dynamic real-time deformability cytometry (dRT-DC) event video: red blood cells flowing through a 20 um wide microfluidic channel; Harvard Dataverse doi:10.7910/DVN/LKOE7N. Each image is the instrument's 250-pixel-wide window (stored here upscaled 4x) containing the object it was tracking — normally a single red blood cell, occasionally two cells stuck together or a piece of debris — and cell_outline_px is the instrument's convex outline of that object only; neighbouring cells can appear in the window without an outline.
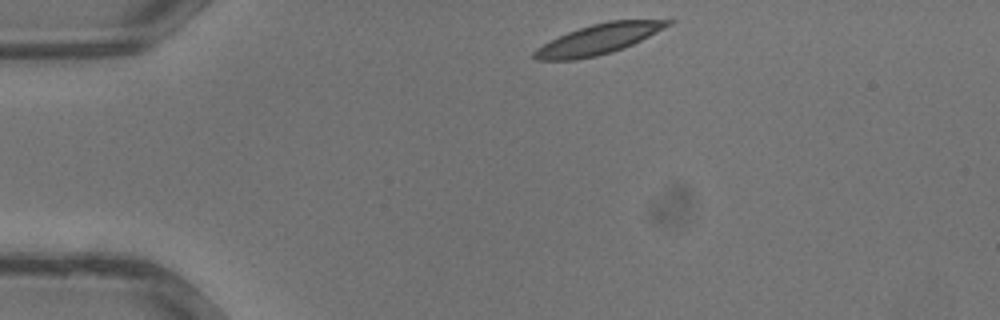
{"species": "common noctule bat (a hibernating species)", "species_latin": "Nyctalus noctula", "temperature_condition": "warm", "stored_images_in_passage": 29, "camera_frame_rate_fps": 3000, "um_per_image_px": 0.085, "animal": {"sex": "male", "body_mass_g": 13.3}, "frame": {"image": 1, "passage_image": 1, "time_ms": 0.0, "image_size_px": [1000, 320], "cell_outline_px": [[676, 20], [672, 24], [624, 48], [612, 52], [596, 56], [576, 60], [536, 60], [532, 56], [532, 52], [536, 48], [568, 32], [592, 24], [608, 20]], "centroid_in_image_um": [50.85, 3.34], "position_along_channel_um": 34.1, "area_um2": 23.18}}
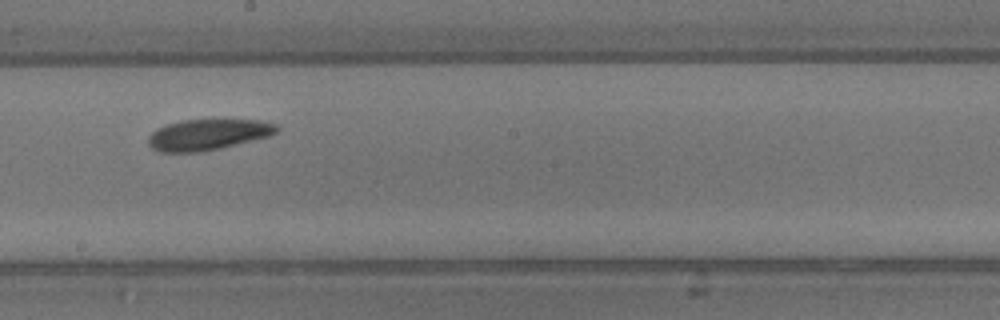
{"frame": {"image": 2, "passage_image": 14, "time_ms": 4.333, "image_size_px": [1000, 320], "cell_outline_px": [[280, 128], [272, 136], [220, 148], [200, 152], [160, 152], [152, 148], [148, 144], [148, 136], [156, 128], [180, 120], [260, 120], [280, 124]], "centroid_in_image_um": [17.71, 11.44], "position_along_channel_um": 230.5, "area_um2": 23.35}}
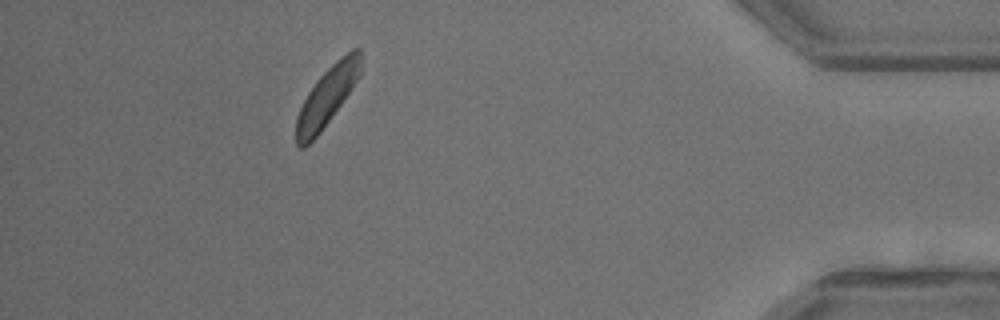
{"frame": {"image": 3, "passage_image": 26, "time_ms": 8.333, "image_size_px": [1000, 320], "cell_outline_px": [[360, 72], [356, 80], [340, 104], [320, 132], [304, 148], [300, 148], [296, 144], [296, 116], [308, 92], [316, 80], [336, 60], [352, 48], [360, 48]], "centroid_in_image_um": [27.76, 8.2], "position_along_channel_um": 407.4, "area_um2": 21.44}}